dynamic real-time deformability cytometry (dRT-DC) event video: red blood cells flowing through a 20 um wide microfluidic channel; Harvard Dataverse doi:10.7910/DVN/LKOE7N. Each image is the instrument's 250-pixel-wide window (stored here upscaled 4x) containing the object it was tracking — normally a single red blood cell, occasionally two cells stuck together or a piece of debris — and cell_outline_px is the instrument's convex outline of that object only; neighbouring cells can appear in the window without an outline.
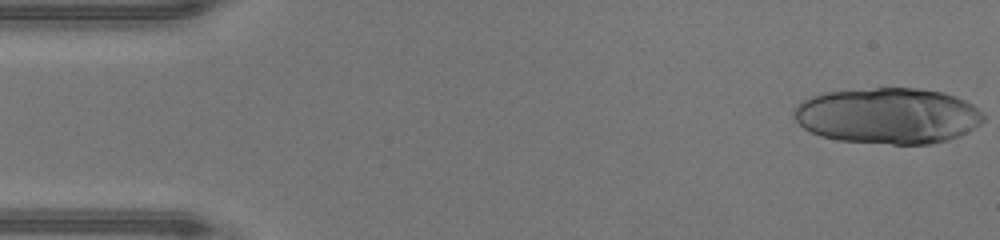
{"species": "human", "species_latin": "Homo sapiens", "temperature_condition": "warm", "stored_images_in_passage": 22, "segment_of_instrument_passage": [1, 2], "camera_frame_rate_fps": 3000, "um_per_image_px": 0.085, "donor": {"sex": "male"}, "frame": {"image": 1, "passage_image": 1, "time_ms": 0.0, "image_size_px": [1000, 240], "cell_outline_px": [[984, 120], [980, 124], [968, 132], [960, 136], [948, 140], [932, 144], [892, 144], [836, 140], [820, 136], [804, 128], [796, 120], [796, 108], [804, 100], [812, 96], [828, 92], [876, 88], [920, 88], [944, 92], [964, 100], [972, 104], [984, 112]], "centroid_in_image_um": [75.55, 9.85], "position_along_channel_um": 9.5, "area_um2": 61.73}}